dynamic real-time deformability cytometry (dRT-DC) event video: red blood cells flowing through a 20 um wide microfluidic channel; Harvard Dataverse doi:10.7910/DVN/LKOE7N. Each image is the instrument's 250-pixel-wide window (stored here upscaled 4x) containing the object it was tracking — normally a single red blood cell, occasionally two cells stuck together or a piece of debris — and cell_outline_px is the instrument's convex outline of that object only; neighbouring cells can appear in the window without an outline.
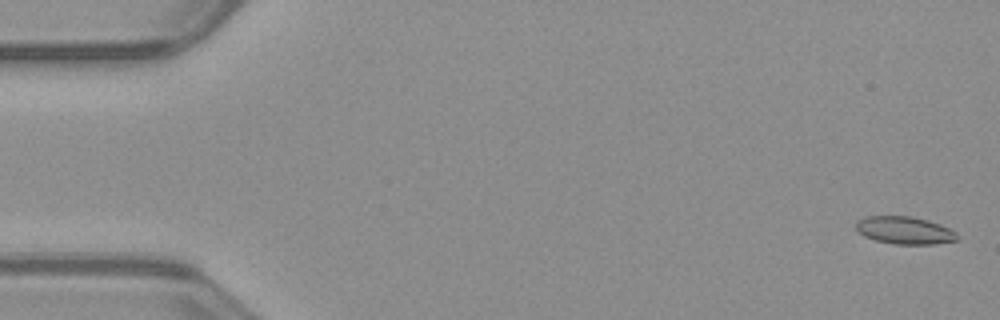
{"species": "common noctule bat (a hibernating species)", "species_latin": "Nyctalus noctula", "temperature_condition": "warm", "stored_images_in_passage": 53, "camera_frame_rate_fps": 3000, "um_per_image_px": 0.085, "animal": {"sex": "male", "body_mass_g": 23.1, "forearm_length_mm": 52.7}, "frame": {"image": 1, "passage_image": 2, "time_ms": 0.333, "image_size_px": [1000, 320], "cell_outline_px": [[960, 240], [936, 244], [896, 244], [876, 240], [864, 236], [856, 228], [856, 220], [864, 216], [912, 216], [928, 220], [940, 224], [956, 232]], "centroid_in_image_um": [76.91, 19.57], "position_along_channel_um": 8.1, "area_um2": 16.36}}
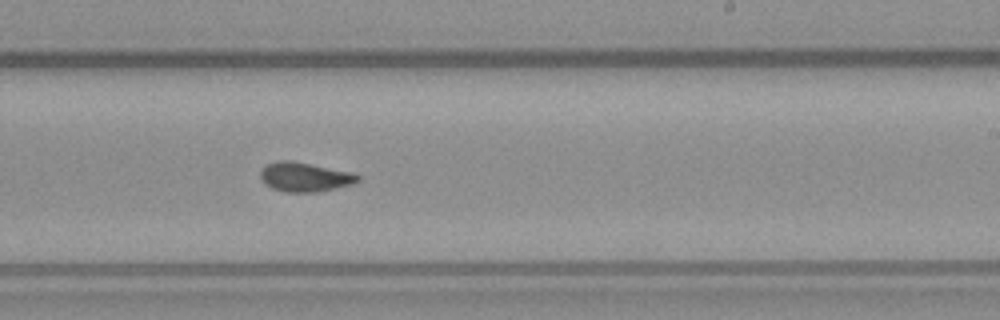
{"frame": {"image": 2, "passage_image": 32, "time_ms": 10.333, "image_size_px": [1000, 320], "cell_outline_px": [[360, 180], [352, 184], [336, 188], [316, 192], [284, 192], [272, 188], [264, 184], [260, 176], [260, 172], [268, 164], [280, 160], [292, 160], [352, 172], [360, 176]], "centroid_in_image_um": [25.91, 15.04], "position_along_channel_um": 263.1, "area_um2": 16.65}}
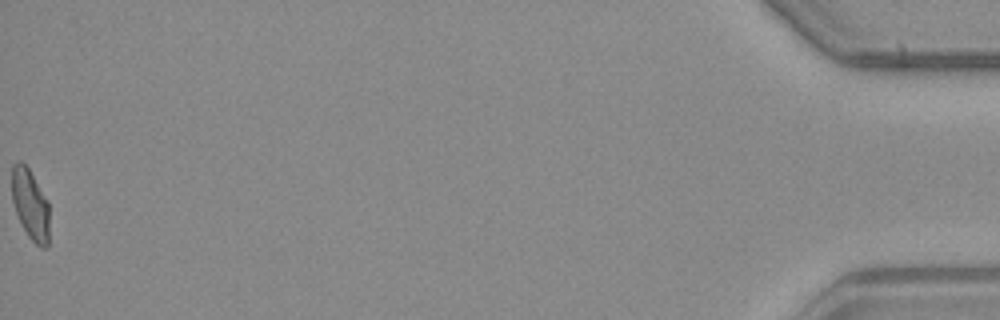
{"frame": {"image": 3, "passage_image": 53, "time_ms": 17.333, "image_size_px": [1000, 320], "cell_outline_px": [[48, 248], [40, 248], [28, 236], [20, 224], [12, 200], [12, 164], [16, 160], [20, 160], [28, 168], [48, 200]], "centroid_in_image_um": [2.56, 17.38], "position_along_channel_um": 432.6, "area_um2": 15.49}, "authors_computed_cell_mechanics": {"area_um2": 16.3574, "velocity_mm_per_s": 3.9992, "shape_relaxation_time_tau1_ms": 7.9281, "shape_relaxation_time_tau2_ms": 1.2144, "deformation_change_tau1": 0.1826, "deformation_change_tau2": 0.0498}}